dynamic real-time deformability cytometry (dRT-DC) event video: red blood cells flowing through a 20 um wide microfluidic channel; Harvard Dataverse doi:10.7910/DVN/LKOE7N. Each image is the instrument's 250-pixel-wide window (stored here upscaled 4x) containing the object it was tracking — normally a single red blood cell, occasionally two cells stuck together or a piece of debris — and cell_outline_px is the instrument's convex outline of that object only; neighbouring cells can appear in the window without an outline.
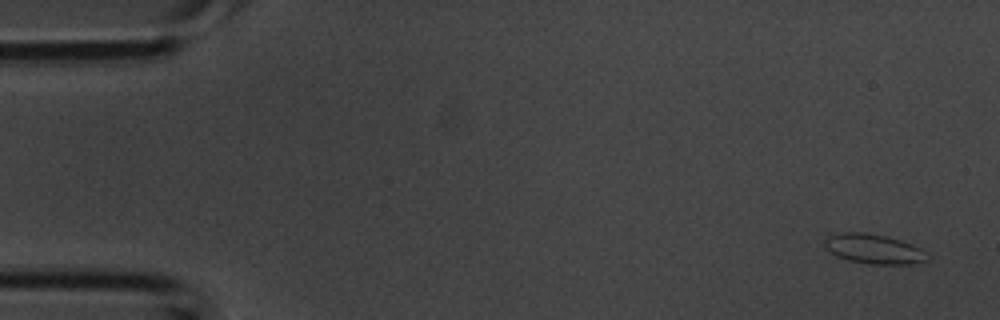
{"species": "common noctule bat (a hibernating species)", "species_latin": "Nyctalus noctula", "temperature_condition": "room temperature", "stored_images_in_passage": 4, "camera_frame_rate_fps": 3000, "um_per_image_px": 0.085, "animal": {"sex": "male", "body_mass_g": 20.1, "forearm_length_mm": 53.5}, "frame": {"image": 1, "passage_image": 1, "time_ms": 0.0, "image_size_px": [1000, 320], "cell_outline_px": [[928, 260], [916, 264], [868, 264], [848, 260], [836, 256], [824, 248], [824, 240], [828, 236], [840, 232], [864, 232], [888, 236], [912, 244], [920, 248], [924, 252]], "centroid_in_image_um": [74.23, 21.16], "position_along_channel_um": 10.8, "area_um2": 17.92}}
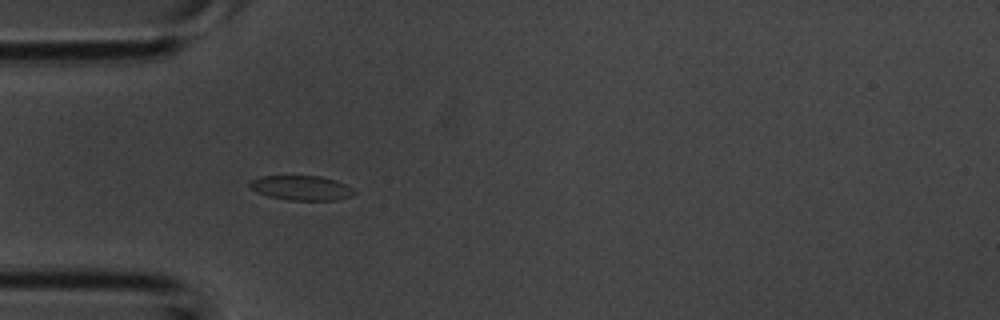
{"frame": {"image": 2, "passage_image": 4, "time_ms": 1.0, "image_size_px": [1000, 320], "cell_outline_px": [[356, 192], [352, 196], [336, 200], [288, 200], [268, 196], [256, 192], [248, 184], [252, 180], [260, 176], [320, 176], [336, 180], [352, 188]], "centroid_in_image_um": [25.62, 15.97], "position_along_channel_um": 59.4, "area_um2": 14.97}}